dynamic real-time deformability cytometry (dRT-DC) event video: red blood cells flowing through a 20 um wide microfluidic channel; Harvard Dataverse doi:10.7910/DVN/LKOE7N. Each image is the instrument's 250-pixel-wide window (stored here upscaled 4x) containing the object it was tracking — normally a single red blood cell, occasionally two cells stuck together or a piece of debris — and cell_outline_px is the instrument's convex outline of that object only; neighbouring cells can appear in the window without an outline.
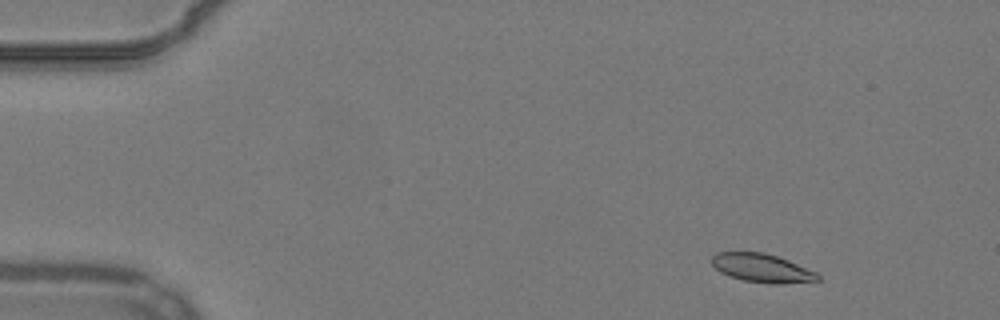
{"species": "common noctule bat (a hibernating species)", "species_latin": "Nyctalus noctula", "temperature_condition": "warm", "stored_images_in_passage": 53, "camera_frame_rate_fps": 3000, "um_per_image_px": 0.085, "animal": {"sex": "male", "body_mass_g": 19.2, "forearm_length_mm": 51.8}, "frame": {"image": 1, "passage_image": 4, "time_ms": 1.0, "image_size_px": [1000, 320], "cell_outline_px": [[820, 280], [784, 284], [772, 284], [744, 280], [720, 272], [708, 260], [716, 252], [764, 252], [788, 260], [816, 272], [820, 276]], "centroid_in_image_um": [64.75, 22.78], "position_along_channel_um": 20.2, "area_um2": 17.63}}
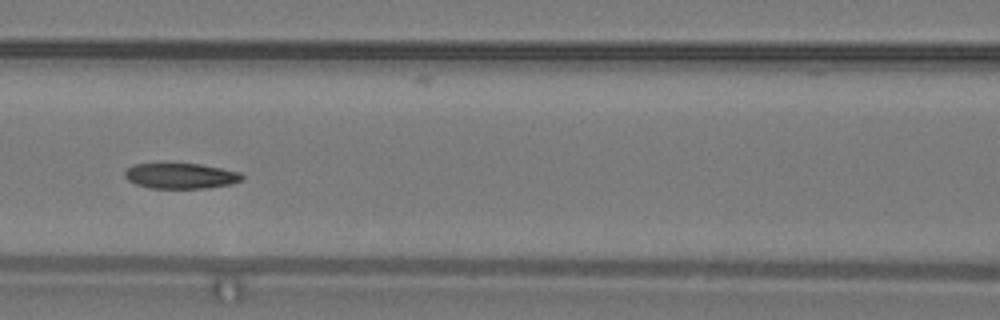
{"frame": {"image": 2, "passage_image": 22, "time_ms": 7.0, "image_size_px": [1000, 320], "cell_outline_px": [[244, 176], [240, 180], [232, 184], [208, 188], [152, 188], [136, 184], [128, 180], [124, 176], [124, 172], [132, 164], [200, 164], [240, 172]], "centroid_in_image_um": [15.36, 14.95], "position_along_channel_um": 151.2, "area_um2": 17.28}}
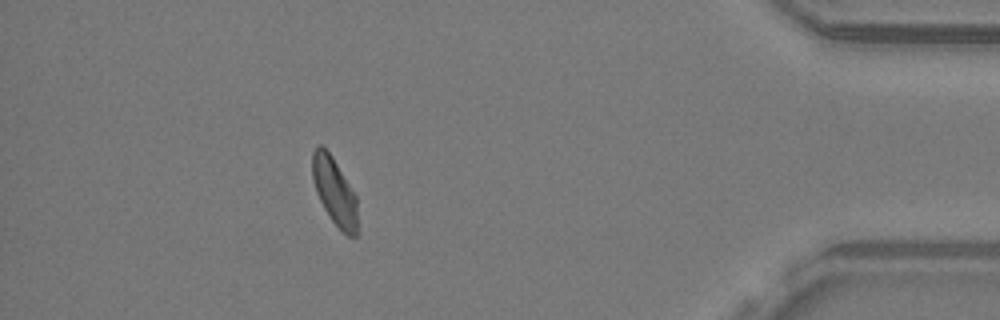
{"frame": {"image": 3, "passage_image": 46, "time_ms": 15.0, "image_size_px": [1000, 320], "cell_outline_px": [[356, 236], [348, 236], [332, 220], [324, 208], [316, 192], [312, 180], [312, 152], [316, 144], [320, 144], [332, 156], [356, 196]], "centroid_in_image_um": [28.39, 16.21], "position_along_channel_um": 406.8, "area_um2": 17.34}, "authors_computed_cell_mechanics": {"area_um2": 18.1492, "velocity_mm_per_s": 3.8315, "shape_relaxation_time_tau1_ms": 10.9943, "shape_relaxation_time_tau2_ms": 3.1317, "deformation_change_tau1": 0.2212, "deformation_change_tau2": 0.0807}}